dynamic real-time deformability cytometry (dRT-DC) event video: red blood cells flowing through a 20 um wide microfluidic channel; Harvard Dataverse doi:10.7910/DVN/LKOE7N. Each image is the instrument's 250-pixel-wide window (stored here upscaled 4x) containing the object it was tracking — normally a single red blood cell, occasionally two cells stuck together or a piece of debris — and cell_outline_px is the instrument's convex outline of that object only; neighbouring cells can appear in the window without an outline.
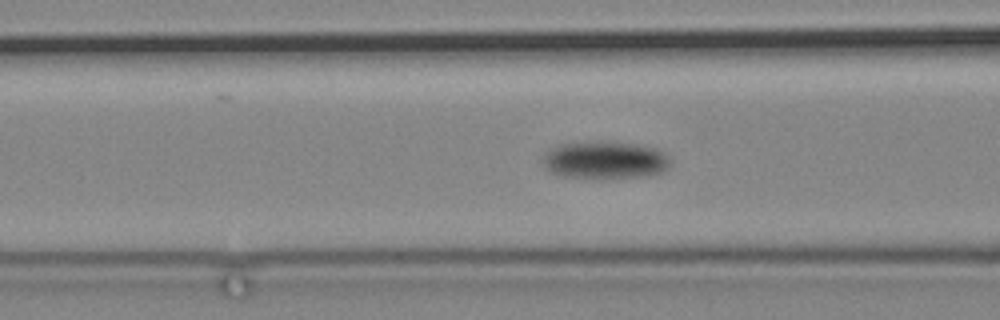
{"species": "common noctule bat (a hibernating species)", "species_latin": "Nyctalus noctula", "temperature_condition": "cold", "stored_images_in_passage": 63, "camera_frame_rate_fps": 3000, "um_per_image_px": 0.085, "animal": {"sex": "male", "body_mass_g": 19.2, "forearm_length_mm": 51.8}, "frame": {"image": 1, "passage_image": 15, "time_ms": 4.667, "image_size_px": [1000, 320], "cell_outline_px": [[672, 164], [664, 172], [644, 176], [596, 180], [564, 176], [552, 172], [544, 164], [544, 156], [552, 148], [560, 144], [600, 140], [636, 144], [656, 148], [664, 152], [672, 160]], "centroid_in_image_um": [51.5, 13.62], "position_along_channel_um": 115.1, "area_um2": 28.55}}
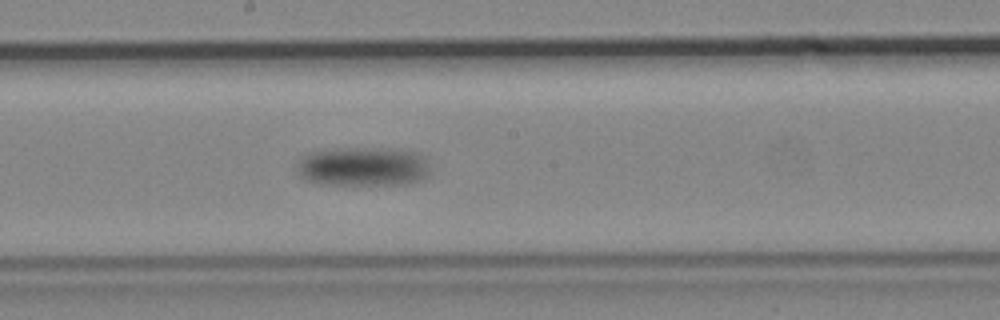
{"frame": {"image": 2, "passage_image": 27, "time_ms": 8.667, "image_size_px": [1000, 320], "cell_outline_px": [[428, 176], [412, 184], [316, 184], [304, 180], [296, 172], [296, 160], [308, 152], [340, 148], [388, 148], [416, 152], [424, 156], [428, 168]], "centroid_in_image_um": [30.79, 14.16], "position_along_channel_um": 217.4, "area_um2": 30.92}}
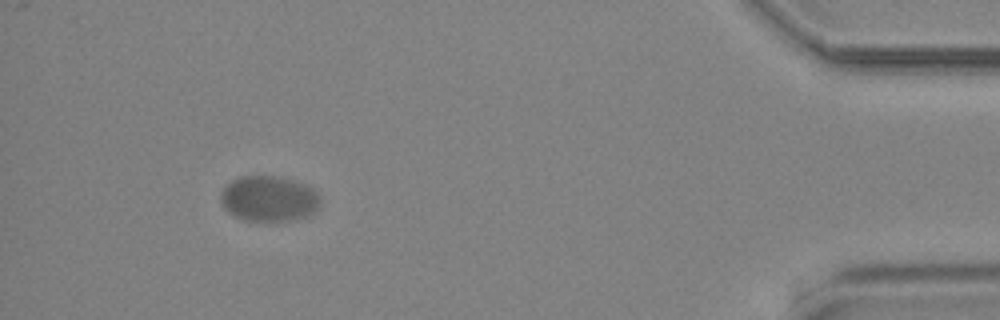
{"frame": {"image": 3, "passage_image": 57, "time_ms": 18.667, "image_size_px": [1000, 320], "cell_outline_px": [[320, 208], [308, 216], [292, 220], [240, 220], [228, 212], [220, 204], [220, 192], [232, 180], [240, 176], [280, 176], [296, 180], [312, 188], [320, 196]], "centroid_in_image_um": [22.85, 16.88], "position_along_channel_um": 412.3, "area_um2": 26.76}}